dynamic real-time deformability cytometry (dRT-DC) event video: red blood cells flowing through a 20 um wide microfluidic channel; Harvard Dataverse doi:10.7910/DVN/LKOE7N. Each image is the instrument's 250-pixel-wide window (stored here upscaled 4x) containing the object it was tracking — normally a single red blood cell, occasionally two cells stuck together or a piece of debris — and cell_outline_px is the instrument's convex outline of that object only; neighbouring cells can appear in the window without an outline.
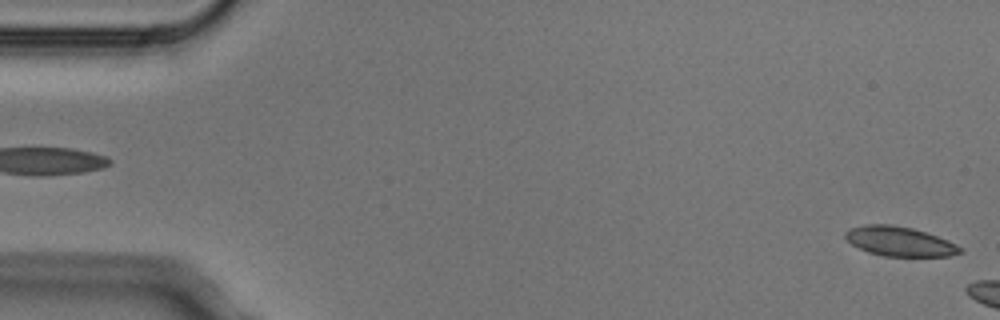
{"species": "Egyptian fruit bat (a non-hibernating species)", "species_latin": "Rousettus aegyptiacus", "temperature_condition": "cold", "stored_images_in_passage": 4, "segment_of_instrument_passage": [2, 2], "camera_frame_rate_fps": 3000, "um_per_image_px": 0.085, "animal": {"sex": "male"}, "frame": {"image": 1, "passage_image": 4, "time_ms": 1.0, "image_size_px": [1000, 320], "cell_outline_px": [[964, 252], [948, 256], [884, 256], [868, 252], [852, 244], [844, 236], [844, 232], [848, 228], [864, 224], [888, 224], [912, 228], [948, 240], [956, 244]], "centroid_in_image_um": [76.43, 20.51], "position_along_channel_um": 8.6, "area_um2": 19.65}}